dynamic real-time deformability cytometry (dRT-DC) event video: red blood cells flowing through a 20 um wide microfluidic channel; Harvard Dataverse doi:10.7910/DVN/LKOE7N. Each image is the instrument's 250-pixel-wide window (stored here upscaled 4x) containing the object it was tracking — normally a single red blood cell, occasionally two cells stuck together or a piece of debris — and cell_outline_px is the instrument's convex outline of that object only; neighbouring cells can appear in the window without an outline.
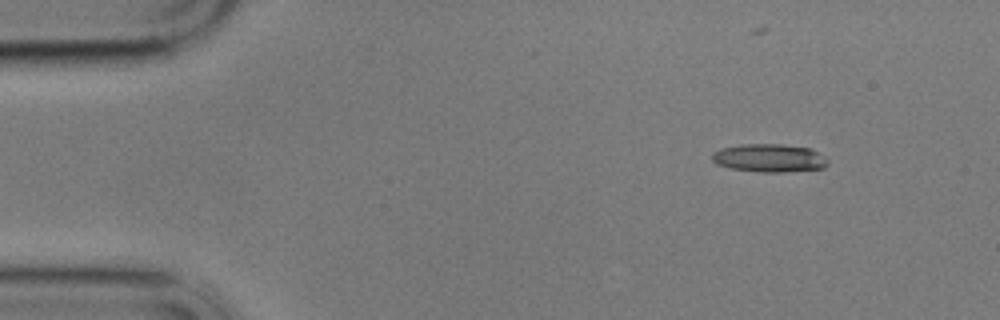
{"species": "common noctule bat (a hibernating species)", "species_latin": "Nyctalus noctula", "temperature_condition": "cold", "stored_images_in_passage": 52, "camera_frame_rate_fps": 3000, "um_per_image_px": 0.085, "animal": {"sex": "male", "body_mass_g": 17.9}, "frame": {"image": 1, "passage_image": 1, "time_ms": 0.0, "image_size_px": [1000, 320], "cell_outline_px": [[828, 164], [824, 168], [784, 172], [760, 172], [732, 168], [716, 164], [712, 160], [712, 152], [720, 148], [740, 144], [780, 144], [808, 148], [816, 152], [828, 160]], "centroid_in_image_um": [65.35, 13.43], "position_along_channel_um": 19.7, "area_um2": 18.9}}
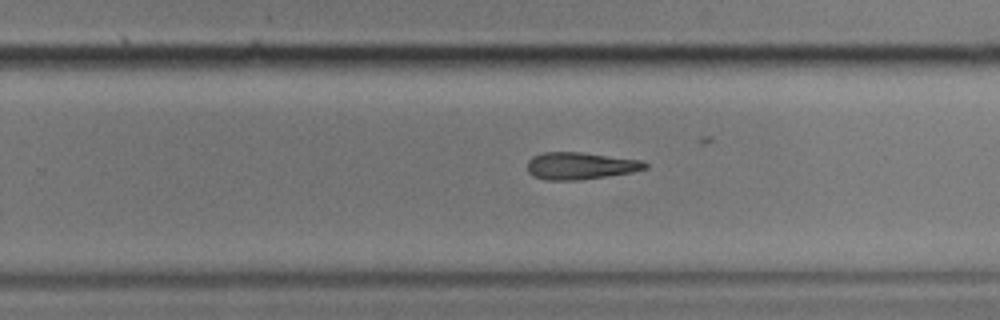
{"frame": {"image": 2, "passage_image": 31, "time_ms": 10.0, "image_size_px": [1000, 320], "cell_outline_px": [[648, 168], [632, 172], [576, 180], [544, 180], [532, 176], [528, 172], [528, 160], [532, 156], [544, 152], [584, 152], [644, 160], [648, 164]], "centroid_in_image_um": [49.33, 14.08], "position_along_channel_um": 280.5, "area_um2": 18.79}}
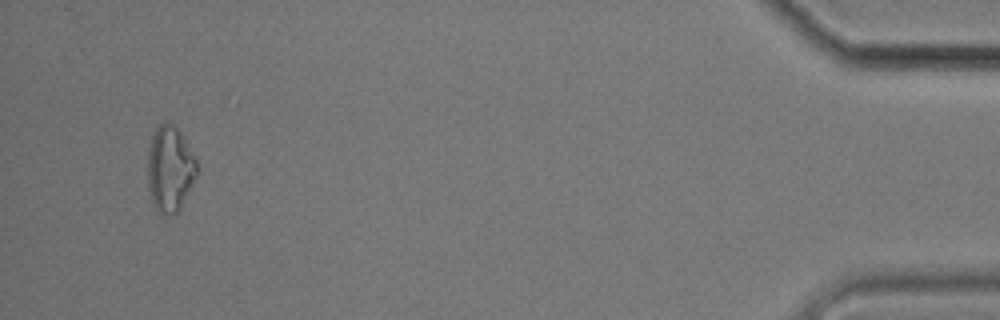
{"frame": {"image": 3, "passage_image": 50, "time_ms": 16.333, "image_size_px": [1000, 320], "cell_outline_px": [[200, 168], [180, 208], [176, 212], [168, 216], [160, 212], [152, 204], [148, 188], [148, 152], [152, 136], [156, 128], [160, 124], [168, 120], [184, 136]], "centroid_in_image_um": [14.45, 14.34], "position_along_channel_um": 420.8, "area_um2": 24.62}}